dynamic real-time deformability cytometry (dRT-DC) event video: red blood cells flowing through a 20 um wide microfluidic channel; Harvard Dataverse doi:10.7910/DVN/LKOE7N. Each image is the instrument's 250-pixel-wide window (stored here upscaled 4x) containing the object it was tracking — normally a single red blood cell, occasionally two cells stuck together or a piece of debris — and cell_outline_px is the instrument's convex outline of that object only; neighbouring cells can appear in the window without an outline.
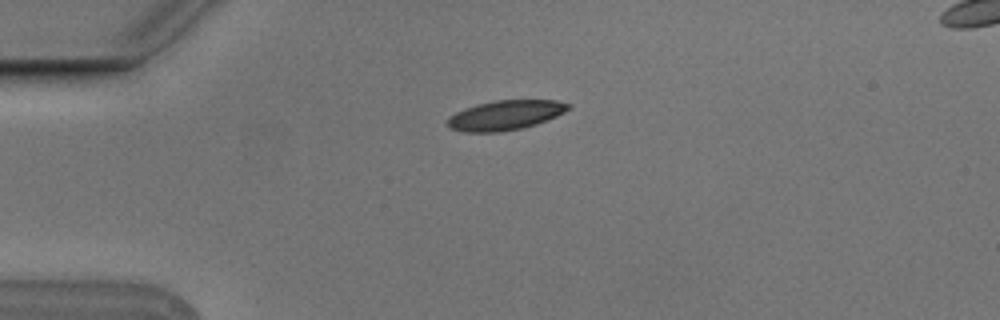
{"species": "Egyptian fruit bat (a non-hibernating species)", "species_latin": "Rousettus aegyptiacus", "temperature_condition": "cold", "stored_images_in_passage": 6, "camera_frame_rate_fps": 3000, "um_per_image_px": 0.085, "animal": {"sex": "male"}, "frame": {"image": 1, "passage_image": 1, "time_ms": 0.0, "image_size_px": [1000, 320], "cell_outline_px": [[572, 108], [556, 116], [536, 124], [520, 128], [500, 132], [464, 132], [448, 128], [448, 116], [464, 108], [476, 104], [492, 100], [556, 100], [572, 104]], "centroid_in_image_um": [42.94, 9.78], "position_along_channel_um": 42.1, "area_um2": 21.04}}
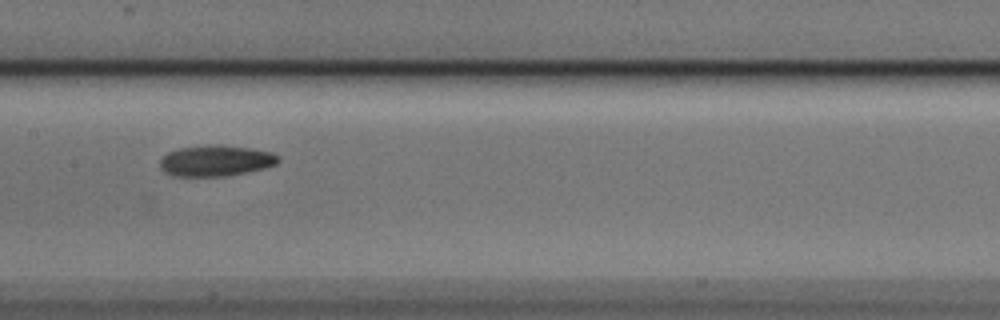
{"frame": {"image": 2, "passage_image": 5, "time_ms": 1.333, "image_size_px": [1000, 320], "cell_outline_px": [[280, 160], [276, 164], [264, 168], [228, 176], [172, 176], [164, 172], [160, 168], [160, 160], [168, 152], [180, 148], [204, 144], [216, 144], [248, 148], [272, 152], [280, 156]], "centroid_in_image_um": [18.33, 13.66], "position_along_channel_um": 189.1, "area_um2": 21.5}}
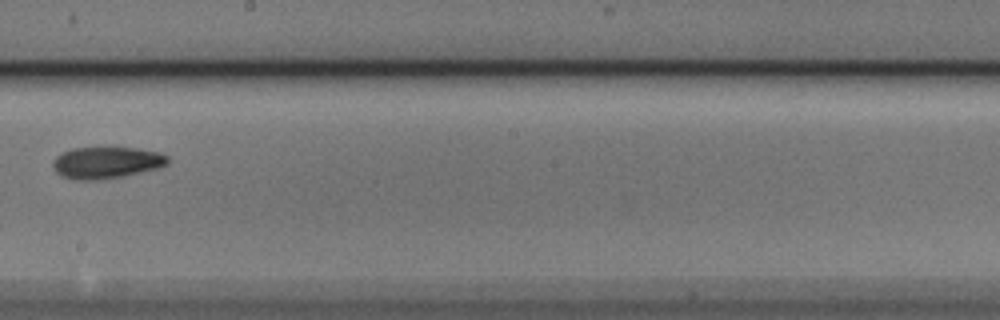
{"frame": {"image": 3, "passage_image": 6, "time_ms": 1.667, "image_size_px": [1000, 320], "cell_outline_px": [[168, 164], [160, 168], [124, 176], [96, 180], [76, 180], [60, 176], [52, 168], [52, 160], [56, 156], [72, 148], [108, 144], [136, 148], [160, 152], [168, 156]], "centroid_in_image_um": [9.04, 13.77], "position_along_channel_um": 239.2, "area_um2": 22.31}}